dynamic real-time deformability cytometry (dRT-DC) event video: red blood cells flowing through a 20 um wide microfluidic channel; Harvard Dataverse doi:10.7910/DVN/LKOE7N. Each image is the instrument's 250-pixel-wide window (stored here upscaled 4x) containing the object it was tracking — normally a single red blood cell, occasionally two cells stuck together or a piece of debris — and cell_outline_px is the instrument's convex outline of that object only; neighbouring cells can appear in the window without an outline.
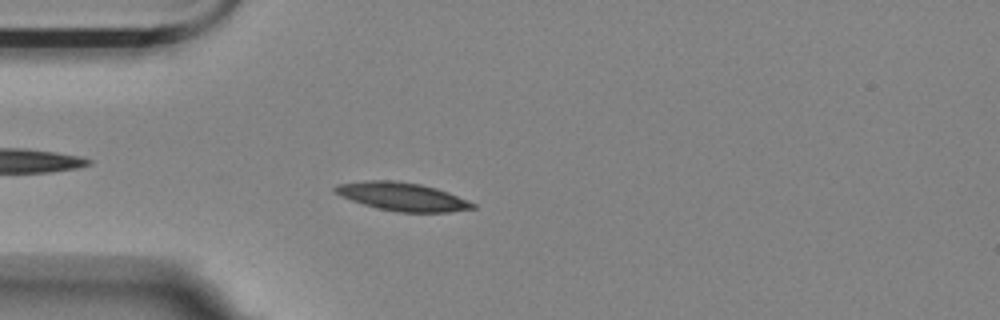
{"species": "Egyptian fruit bat (a non-hibernating species)", "species_latin": "Rousettus aegyptiacus", "temperature_condition": "room temperature", "stored_images_in_passage": 56, "camera_frame_rate_fps": 3000, "um_per_image_px": 0.085, "animal": {"sex": "female"}, "frame": {"image": 1, "passage_image": 15, "time_ms": 4.667, "image_size_px": [1000, 320], "cell_outline_px": [[476, 208], [448, 212], [396, 212], [376, 208], [340, 196], [332, 192], [332, 188], [336, 184], [364, 180], [388, 180], [420, 184], [436, 188], [448, 192], [476, 204]], "centroid_in_image_um": [34.14, 16.71], "position_along_channel_um": 50.9, "area_um2": 22.72}}
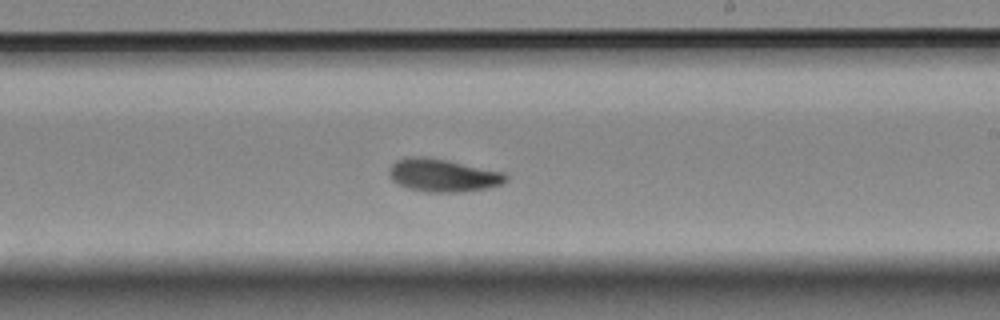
{"frame": {"image": 2, "passage_image": 33, "time_ms": 10.667, "image_size_px": [1000, 320], "cell_outline_px": [[508, 180], [504, 184], [488, 188], [460, 192], [428, 192], [408, 188], [396, 184], [388, 176], [388, 168], [396, 160], [408, 156], [424, 156], [448, 160], [504, 172], [508, 176]], "centroid_in_image_um": [37.64, 14.9], "position_along_channel_um": 251.4, "area_um2": 22.77}}
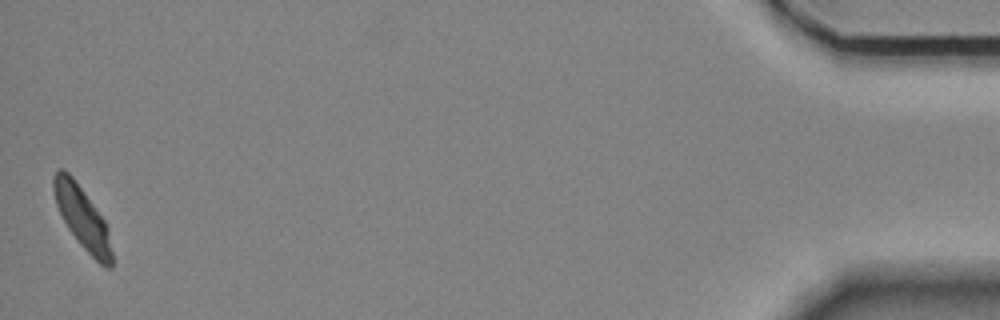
{"frame": {"image": 3, "passage_image": 56, "time_ms": 18.333, "image_size_px": [1000, 320], "cell_outline_px": [[112, 268], [108, 268], [100, 264], [76, 240], [68, 228], [56, 204], [52, 188], [52, 180], [56, 172], [60, 168], [64, 168], [72, 176], [104, 220], [108, 228], [112, 252]], "centroid_in_image_um": [6.99, 18.51], "position_along_channel_um": 428.2, "area_um2": 20.75}, "authors_computed_cell_mechanics": {"area_um2": 21.3282, "velocity_mm_per_s": 3.4869, "shape_relaxation_time_tau1_ms": 3.4865, "shape_relaxation_time_tau2_ms": 1.6848, "deformation_change_tau1": 0.1354, "deformation_change_tau2": 0.0622}}